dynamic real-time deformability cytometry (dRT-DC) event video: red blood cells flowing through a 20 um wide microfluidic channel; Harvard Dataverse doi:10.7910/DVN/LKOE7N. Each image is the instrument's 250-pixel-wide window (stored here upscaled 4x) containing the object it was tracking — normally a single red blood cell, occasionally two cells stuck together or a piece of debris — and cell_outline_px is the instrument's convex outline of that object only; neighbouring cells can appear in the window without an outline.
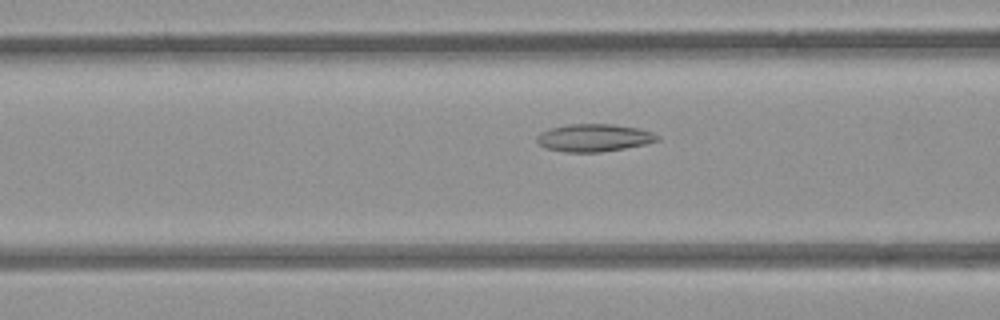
{"species": "common noctule bat (a hibernating species)", "species_latin": "Nyctalus noctula", "temperature_condition": "room temperature", "stored_images_in_passage": 47, "camera_frame_rate_fps": 3000, "um_per_image_px": 0.085, "animal": {"sex": "female", "body_mass_g": 21.9}, "frame": {"image": 1, "passage_image": 15, "time_ms": 4.667, "image_size_px": [1000, 320], "cell_outline_px": [[660, 140], [644, 144], [624, 148], [600, 152], [564, 152], [548, 148], [540, 144], [536, 140], [536, 136], [540, 132], [552, 128], [568, 124], [612, 124], [640, 128], [652, 132], [660, 136]], "centroid_in_image_um": [50.51, 11.7], "position_along_channel_um": 116.1, "area_um2": 19.31}}
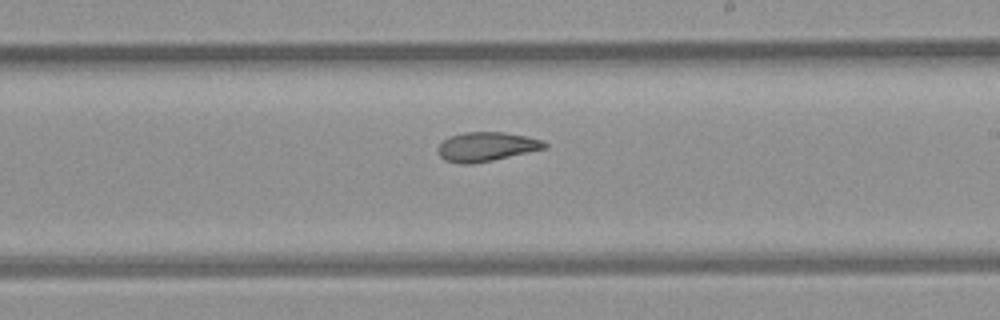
{"frame": {"image": 2, "passage_image": 25, "time_ms": 8.0, "image_size_px": [1000, 320], "cell_outline_px": [[548, 144], [544, 148], [492, 160], [472, 164], [460, 164], [444, 160], [440, 156], [436, 148], [444, 140], [452, 136], [464, 132], [504, 132], [544, 140]], "centroid_in_image_um": [41.31, 12.47], "position_along_channel_um": 247.7, "area_um2": 17.92}}
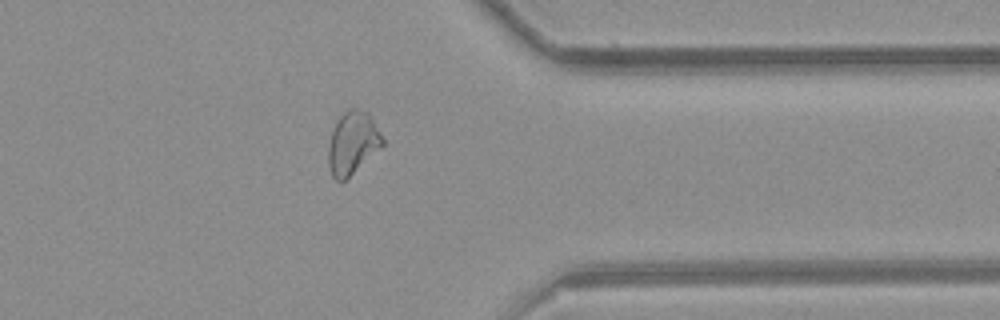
{"frame": {"image": 3, "passage_image": 36, "time_ms": 11.667, "image_size_px": [1000, 320], "cell_outline_px": [[384, 144], [344, 180], [336, 180], [332, 176], [328, 164], [328, 144], [332, 132], [340, 116], [348, 108], [356, 108], [368, 112], [384, 140]], "centroid_in_image_um": [29.95, 12.12], "position_along_channel_um": 381.4, "area_um2": 19.31}, "authors_computed_cell_mechanics": {"area_um2": 19.7098, "velocity_mm_per_s": 3.9433, "shape_relaxation_time_tau1_ms": null, "shape_relaxation_time_tau2_ms": 2.5991, "deformation_change_tau1": null, "deformation_change_tau2": 0.0954}}